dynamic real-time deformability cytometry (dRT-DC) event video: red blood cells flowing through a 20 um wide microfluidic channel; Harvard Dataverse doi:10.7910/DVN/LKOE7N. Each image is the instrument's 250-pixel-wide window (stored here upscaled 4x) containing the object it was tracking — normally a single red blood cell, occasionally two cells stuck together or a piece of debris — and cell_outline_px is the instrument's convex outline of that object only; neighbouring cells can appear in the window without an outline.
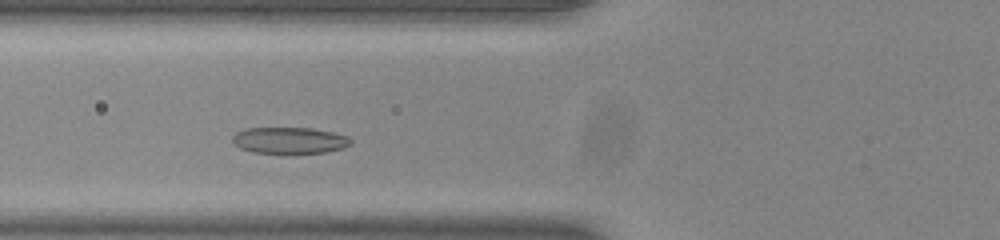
{"species": "common noctule bat (a hibernating species)", "species_latin": "Nyctalus noctula", "temperature_condition": "room temperature", "stored_images_in_passage": 43, "camera_frame_rate_fps": 3000, "um_per_image_px": 0.085, "animal": {"sex": "male", "body_mass_g": 20.0, "forearm_length_mm": 53.3}, "frame": {"image": 1, "passage_image": 10, "time_ms": 3.0, "image_size_px": [1000, 240], "cell_outline_px": [[352, 140], [344, 148], [328, 152], [252, 152], [240, 148], [232, 140], [232, 136], [236, 132], [248, 128], [312, 128], [332, 132], [348, 136]], "centroid_in_image_um": [24.61, 11.92], "position_along_channel_um": 101.2, "area_um2": 17.86}}
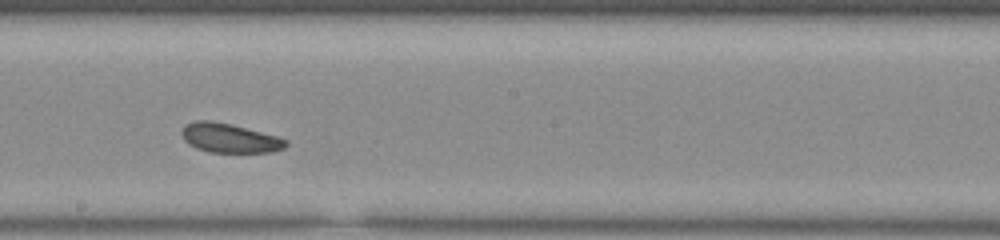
{"frame": {"image": 2, "passage_image": 20, "time_ms": 6.333, "image_size_px": [1000, 240], "cell_outline_px": [[288, 144], [284, 148], [272, 152], [208, 152], [196, 148], [188, 144], [184, 140], [180, 132], [184, 124], [196, 120], [208, 120], [232, 124], [276, 136], [288, 140]], "centroid_in_image_um": [19.47, 11.73], "position_along_channel_um": 228.7, "area_um2": 17.86}}
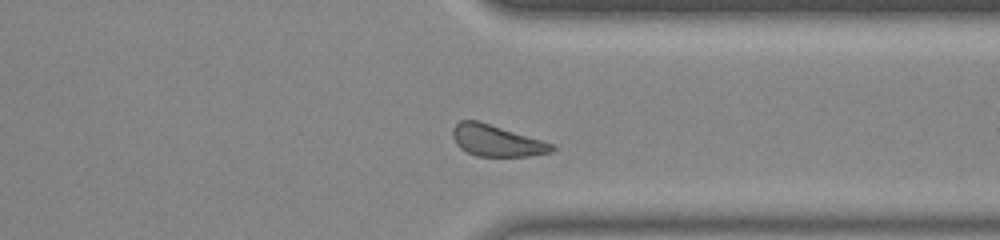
{"frame": {"image": 3, "passage_image": 31, "time_ms": 10.0, "image_size_px": [1000, 240], "cell_outline_px": [[556, 148], [552, 152], [528, 156], [476, 156], [460, 148], [456, 144], [452, 136], [452, 128], [460, 120], [480, 120], [552, 144]], "centroid_in_image_um": [42.16, 11.95], "position_along_channel_um": 369.2, "area_um2": 18.09}, "authors_computed_cell_mechanics": {"area_um2": 18.4382, "velocity_mm_per_s": 3.8323, "shape_relaxation_time_tau1_ms": 3.2012, "shape_relaxation_time_tau2_ms": 6.0519, "deformation_change_tau1": 0.0752, "deformation_change_tau2": 0.1389}}